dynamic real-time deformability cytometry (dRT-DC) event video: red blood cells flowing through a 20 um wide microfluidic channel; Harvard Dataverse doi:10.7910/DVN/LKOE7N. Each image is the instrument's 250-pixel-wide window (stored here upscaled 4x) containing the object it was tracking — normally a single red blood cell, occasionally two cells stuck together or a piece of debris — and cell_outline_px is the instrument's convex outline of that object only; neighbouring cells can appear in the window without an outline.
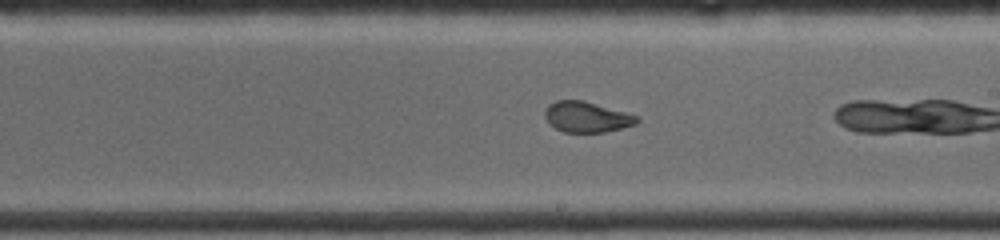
{"species": "common noctule bat (a hibernating species)", "species_latin": "Nyctalus noctula", "temperature_condition": "warm", "stored_images_in_passage": 19, "camera_frame_rate_fps": 4500, "um_per_image_px": 0.085, "animal": {"sex": "female", "body_mass_g": 19.0, "forearm_length_mm": 53.3}, "frame": {"image": 1, "passage_image": 16, "time_ms": 4.889, "image_size_px": [1000, 240], "cell_outline_px": [[640, 120], [636, 124], [604, 132], [564, 132], [548, 124], [544, 116], [544, 112], [548, 104], [556, 100], [584, 100], [624, 112], [636, 116]], "centroid_in_image_um": [49.81, 9.94], "position_along_channel_um": 239.2, "area_um2": 16.36}}